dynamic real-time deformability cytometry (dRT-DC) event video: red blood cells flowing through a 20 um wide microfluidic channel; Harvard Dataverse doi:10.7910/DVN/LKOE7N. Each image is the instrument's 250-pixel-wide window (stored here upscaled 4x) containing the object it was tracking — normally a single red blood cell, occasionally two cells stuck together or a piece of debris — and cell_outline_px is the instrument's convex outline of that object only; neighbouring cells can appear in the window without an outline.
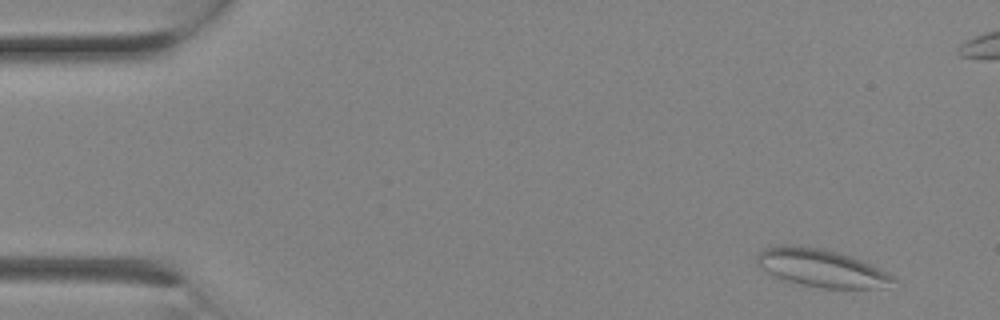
{"species": "Egyptian fruit bat (a non-hibernating species)", "species_latin": "Rousettus aegyptiacus", "temperature_condition": "room temperature", "stored_images_in_passage": 3, "camera_frame_rate_fps": 3000, "um_per_image_px": 0.085, "animal": {"sex": "female"}, "frame": {"image": 1, "passage_image": 1, "time_ms": 0.0, "image_size_px": [1000, 320], "cell_outline_px": [[896, 280], [880, 288], [820, 288], [788, 280], [776, 276], [768, 272], [756, 264], [756, 256], [764, 248], [780, 244], [800, 244], [840, 252], [852, 256], [880, 268], [892, 276]], "centroid_in_image_um": [69.79, 22.74], "position_along_channel_um": 15.2, "area_um2": 29.94}}